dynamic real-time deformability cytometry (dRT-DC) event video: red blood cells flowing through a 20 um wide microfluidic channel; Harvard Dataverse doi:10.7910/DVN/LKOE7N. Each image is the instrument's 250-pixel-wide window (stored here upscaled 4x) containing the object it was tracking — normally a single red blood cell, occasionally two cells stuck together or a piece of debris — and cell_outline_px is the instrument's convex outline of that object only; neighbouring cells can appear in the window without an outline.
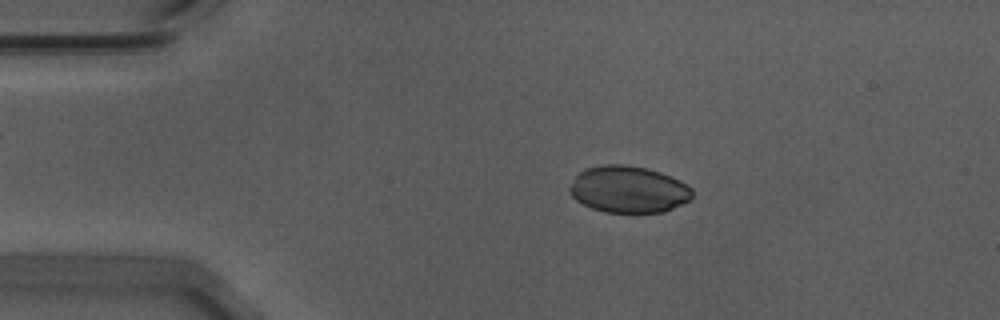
{"species": "Egyptian fruit bat (a non-hibernating species)", "species_latin": "Rousettus aegyptiacus", "temperature_condition": "warm", "stored_images_in_passage": 46, "camera_frame_rate_fps": 3000, "um_per_image_px": 0.085, "animal": {"sex": "male"}, "frame": {"image": 1, "passage_image": 1, "time_ms": 0.0, "image_size_px": [1000, 320], "cell_outline_px": [[692, 196], [688, 200], [664, 212], [604, 212], [592, 208], [576, 200], [568, 192], [568, 188], [576, 176], [584, 168], [604, 164], [624, 164], [648, 168], [660, 172], [680, 180], [688, 184], [692, 188]], "centroid_in_image_um": [53.4, 16.08], "position_along_channel_um": 31.6, "area_um2": 33.47}}
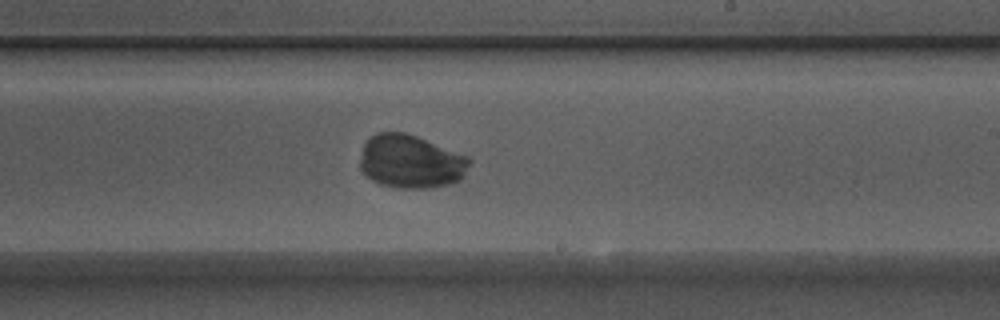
{"frame": {"image": 2, "passage_image": 23, "time_ms": 7.333, "image_size_px": [1000, 320], "cell_outline_px": [[472, 160], [464, 176], [460, 180], [448, 184], [432, 188], [396, 188], [380, 184], [364, 176], [360, 168], [360, 160], [364, 144], [368, 136], [376, 132], [404, 132], [416, 136], [468, 156]], "centroid_in_image_um": [34.9, 13.74], "position_along_channel_um": 254.1, "area_um2": 34.39}}
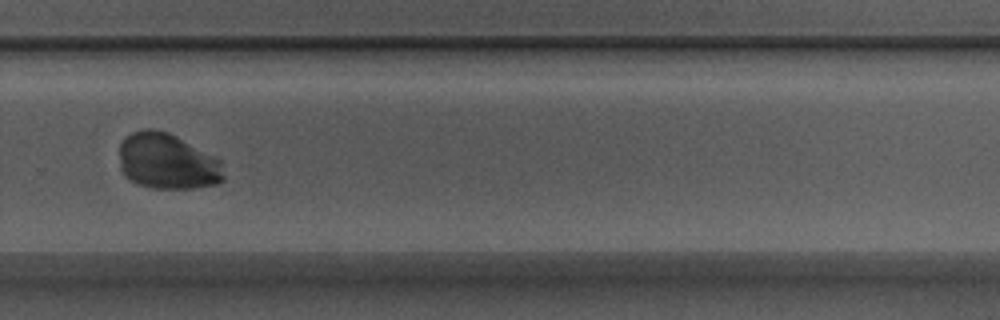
{"frame": {"image": 3, "passage_image": 28, "time_ms": 9.0, "image_size_px": [1000, 320], "cell_outline_px": [[224, 180], [216, 184], [192, 188], [152, 188], [140, 184], [124, 176], [120, 168], [120, 144], [132, 132], [144, 128], [152, 128], [168, 132], [176, 136], [220, 160], [224, 176]], "centroid_in_image_um": [14.2, 13.72], "position_along_channel_um": 315.6, "area_um2": 33.7}}